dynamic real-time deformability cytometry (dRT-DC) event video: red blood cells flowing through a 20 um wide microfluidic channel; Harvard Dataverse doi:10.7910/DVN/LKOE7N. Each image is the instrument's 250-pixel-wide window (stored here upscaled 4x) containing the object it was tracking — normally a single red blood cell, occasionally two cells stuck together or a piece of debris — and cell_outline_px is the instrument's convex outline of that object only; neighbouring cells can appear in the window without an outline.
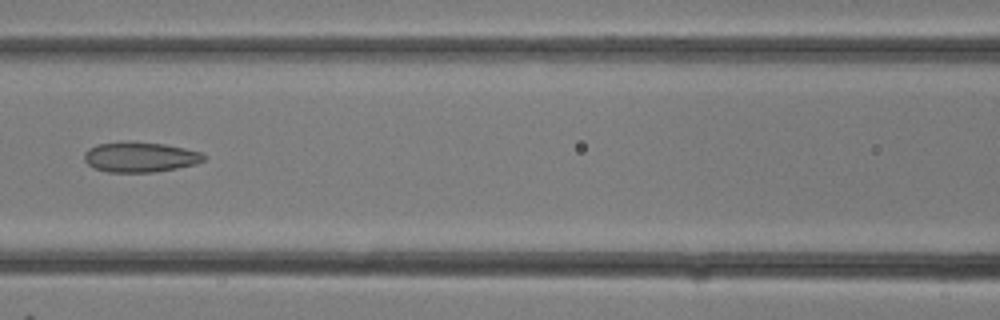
{"species": "common noctule bat (a hibernating species)", "species_latin": "Nyctalus noctula", "temperature_condition": "room temperature", "stored_images_in_passage": 28, "camera_frame_rate_fps": 3000, "um_per_image_px": 0.085, "animal": {"sex": "female"}, "frame": {"image": 1, "passage_image": 13, "time_ms": 4.0, "image_size_px": [1000, 320], "cell_outline_px": [[208, 156], [204, 160], [196, 164], [176, 168], [152, 172], [108, 172], [96, 168], [88, 164], [84, 160], [84, 152], [88, 148], [96, 144], [164, 144], [184, 148], [200, 152]], "centroid_in_image_um": [11.93, 13.39], "position_along_channel_um": 154.7, "area_um2": 20.23}}
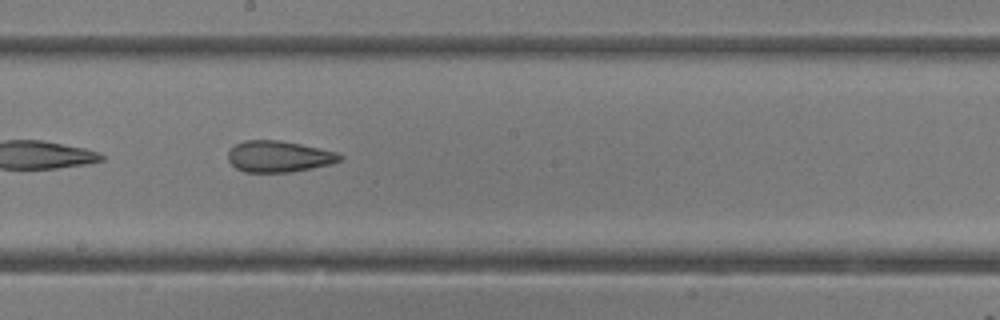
{"frame": {"image": 2, "passage_image": 16, "time_ms": 5.0, "image_size_px": [1000, 320], "cell_outline_px": [[344, 156], [340, 160], [332, 164], [292, 172], [244, 172], [236, 168], [228, 160], [228, 152], [236, 144], [244, 140], [280, 140], [300, 144], [336, 152]], "centroid_in_image_um": [23.7, 13.3], "position_along_channel_um": 224.5, "area_um2": 20.35}}